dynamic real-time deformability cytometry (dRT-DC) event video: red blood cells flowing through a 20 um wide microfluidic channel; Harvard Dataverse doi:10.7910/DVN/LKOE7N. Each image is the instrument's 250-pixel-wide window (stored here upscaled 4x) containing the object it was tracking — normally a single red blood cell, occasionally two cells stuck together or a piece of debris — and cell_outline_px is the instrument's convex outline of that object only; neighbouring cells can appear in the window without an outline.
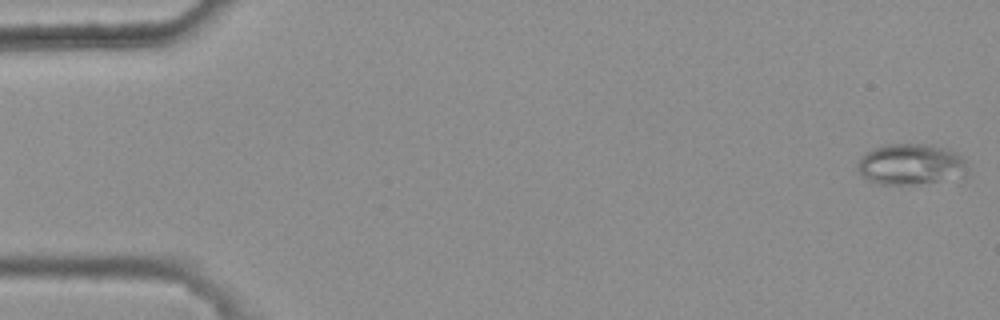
{"species": "common noctule bat (a hibernating species)", "species_latin": "Nyctalus noctula", "temperature_condition": "warm", "stored_images_in_passage": 48, "camera_frame_rate_fps": 3000, "um_per_image_px": 0.085, "animal": {"sex": "female", "body_mass_g": 25.1}, "frame": {"image": 1, "passage_image": 1, "time_ms": 0.0, "image_size_px": [1000, 320], "cell_outline_px": [[968, 172], [964, 176], [908, 184], [880, 184], [868, 180], [856, 168], [860, 160], [868, 152], [876, 148], [888, 144], [932, 144], [948, 148], [956, 152], [964, 160], [968, 168]], "centroid_in_image_um": [77.45, 13.95], "position_along_channel_um": 7.5, "area_um2": 25.78}}
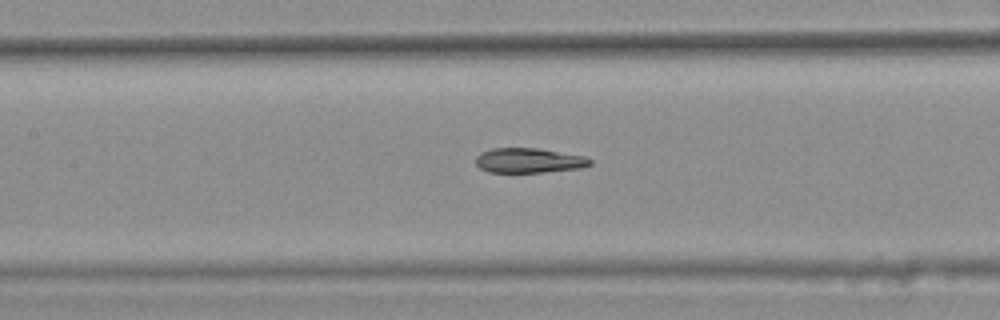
{"frame": {"image": 2, "passage_image": 25, "time_ms": 8.0, "image_size_px": [1000, 320], "cell_outline_px": [[592, 164], [584, 168], [544, 172], [488, 172], [480, 168], [476, 164], [476, 156], [480, 152], [492, 148], [536, 148], [584, 156], [592, 160]], "centroid_in_image_um": [44.96, 13.64], "position_along_channel_um": 162.4, "area_um2": 16.59}}
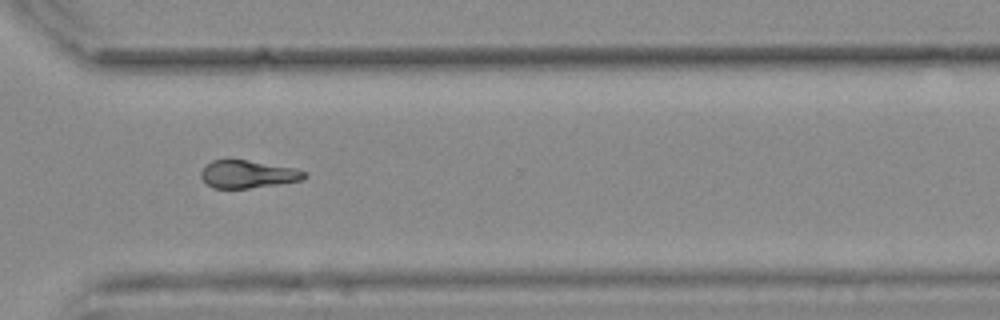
{"frame": {"image": 3, "passage_image": 40, "time_ms": 13.0, "image_size_px": [1000, 320], "cell_outline_px": [[308, 176], [300, 180], [280, 184], [248, 188], [212, 188], [200, 176], [200, 172], [212, 160], [244, 160], [296, 168], [308, 172]], "centroid_in_image_um": [21.1, 14.81], "position_along_channel_um": 349.5, "area_um2": 16.53}, "authors_computed_cell_mechanics": {"area_um2": 17.7157, "velocity_mm_per_s": 3.7377, "shape_relaxation_time_tau1_ms": null, "shape_relaxation_time_tau2_ms": 6.5699, "deformation_change_tau1": null, "deformation_change_tau2": 0.0938}}